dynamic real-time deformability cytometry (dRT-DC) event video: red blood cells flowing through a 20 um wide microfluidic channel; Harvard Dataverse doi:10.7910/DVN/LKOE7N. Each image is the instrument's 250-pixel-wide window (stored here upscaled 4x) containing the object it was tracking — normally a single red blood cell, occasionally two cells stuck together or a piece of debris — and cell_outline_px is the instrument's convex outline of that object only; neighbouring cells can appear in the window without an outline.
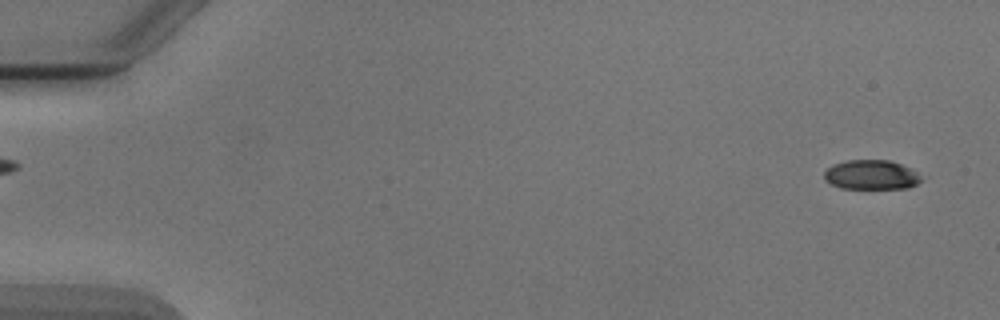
{"species": "Egyptian fruit bat (a non-hibernating species)", "species_latin": "Rousettus aegyptiacus", "temperature_condition": "cold", "stored_images_in_passage": 8, "camera_frame_rate_fps": 3000, "um_per_image_px": 0.085, "animal": {"sex": "male"}, "frame": {"image": 1, "passage_image": 2, "time_ms": 0.333, "image_size_px": [1000, 320], "cell_outline_px": [[924, 180], [908, 188], [840, 188], [824, 180], [824, 172], [832, 164], [848, 160], [888, 160], [912, 168]], "centroid_in_image_um": [74.06, 14.85], "position_along_channel_um": 10.9, "area_um2": 16.7}}